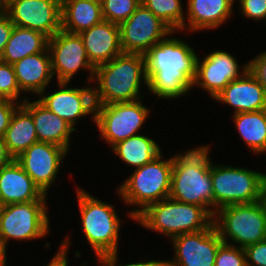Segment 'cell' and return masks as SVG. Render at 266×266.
Returning <instances> with one entry per match:
<instances>
[{
	"instance_id": "6da1fadb",
	"label": "cell",
	"mask_w": 266,
	"mask_h": 266,
	"mask_svg": "<svg viewBox=\"0 0 266 266\" xmlns=\"http://www.w3.org/2000/svg\"><path fill=\"white\" fill-rule=\"evenodd\" d=\"M172 31L145 54L148 78L147 95L164 100H177L193 91L198 53ZM173 35V37H172Z\"/></svg>"
},
{
	"instance_id": "7a4b0ae2",
	"label": "cell",
	"mask_w": 266,
	"mask_h": 266,
	"mask_svg": "<svg viewBox=\"0 0 266 266\" xmlns=\"http://www.w3.org/2000/svg\"><path fill=\"white\" fill-rule=\"evenodd\" d=\"M94 105L130 102L145 98L148 87L143 54L121 53L95 67L92 81Z\"/></svg>"
},
{
	"instance_id": "3957f363",
	"label": "cell",
	"mask_w": 266,
	"mask_h": 266,
	"mask_svg": "<svg viewBox=\"0 0 266 266\" xmlns=\"http://www.w3.org/2000/svg\"><path fill=\"white\" fill-rule=\"evenodd\" d=\"M81 232L98 264L104 257L119 252L122 218L112 203L94 197L79 185L75 187Z\"/></svg>"
},
{
	"instance_id": "277c9868",
	"label": "cell",
	"mask_w": 266,
	"mask_h": 266,
	"mask_svg": "<svg viewBox=\"0 0 266 266\" xmlns=\"http://www.w3.org/2000/svg\"><path fill=\"white\" fill-rule=\"evenodd\" d=\"M158 155L151 162L132 170L121 185L116 188L117 196L124 205L132 207L126 216L131 221L150 204L161 201L170 195L173 157L165 159Z\"/></svg>"
},
{
	"instance_id": "5b68a950",
	"label": "cell",
	"mask_w": 266,
	"mask_h": 266,
	"mask_svg": "<svg viewBox=\"0 0 266 266\" xmlns=\"http://www.w3.org/2000/svg\"><path fill=\"white\" fill-rule=\"evenodd\" d=\"M213 219L204 207L167 197L147 206L134 222L170 241L176 236L209 228Z\"/></svg>"
},
{
	"instance_id": "8992f818",
	"label": "cell",
	"mask_w": 266,
	"mask_h": 266,
	"mask_svg": "<svg viewBox=\"0 0 266 266\" xmlns=\"http://www.w3.org/2000/svg\"><path fill=\"white\" fill-rule=\"evenodd\" d=\"M213 223L224 243L245 248L266 239V208L262 200L219 208Z\"/></svg>"
},
{
	"instance_id": "52a82bcc",
	"label": "cell",
	"mask_w": 266,
	"mask_h": 266,
	"mask_svg": "<svg viewBox=\"0 0 266 266\" xmlns=\"http://www.w3.org/2000/svg\"><path fill=\"white\" fill-rule=\"evenodd\" d=\"M48 201L3 205L0 210V241L7 247L11 240L30 242L50 235L51 214Z\"/></svg>"
},
{
	"instance_id": "ba28073f",
	"label": "cell",
	"mask_w": 266,
	"mask_h": 266,
	"mask_svg": "<svg viewBox=\"0 0 266 266\" xmlns=\"http://www.w3.org/2000/svg\"><path fill=\"white\" fill-rule=\"evenodd\" d=\"M214 214L224 206L262 200L263 172L214 161L211 167Z\"/></svg>"
},
{
	"instance_id": "9c48e42d",
	"label": "cell",
	"mask_w": 266,
	"mask_h": 266,
	"mask_svg": "<svg viewBox=\"0 0 266 266\" xmlns=\"http://www.w3.org/2000/svg\"><path fill=\"white\" fill-rule=\"evenodd\" d=\"M143 100L95 105L94 124L100 139L106 141L109 149L131 136L143 133L140 131L152 113L147 104L142 103Z\"/></svg>"
},
{
	"instance_id": "30bf717a",
	"label": "cell",
	"mask_w": 266,
	"mask_h": 266,
	"mask_svg": "<svg viewBox=\"0 0 266 266\" xmlns=\"http://www.w3.org/2000/svg\"><path fill=\"white\" fill-rule=\"evenodd\" d=\"M53 92L46 88L37 98L50 111L64 119L76 131L83 118H90L94 124L95 105L92 83L83 82L82 87H73L70 82H56ZM48 92V93H47ZM80 120V121H79Z\"/></svg>"
},
{
	"instance_id": "8fae6325",
	"label": "cell",
	"mask_w": 266,
	"mask_h": 266,
	"mask_svg": "<svg viewBox=\"0 0 266 266\" xmlns=\"http://www.w3.org/2000/svg\"><path fill=\"white\" fill-rule=\"evenodd\" d=\"M51 55L52 73L56 82H70L78 72L86 71V83H92L95 67L90 63L82 38L62 29L48 41Z\"/></svg>"
},
{
	"instance_id": "7c38bea8",
	"label": "cell",
	"mask_w": 266,
	"mask_h": 266,
	"mask_svg": "<svg viewBox=\"0 0 266 266\" xmlns=\"http://www.w3.org/2000/svg\"><path fill=\"white\" fill-rule=\"evenodd\" d=\"M229 51L214 50L197 58L193 89L206 91L212 100L233 80L248 70V61L239 63ZM240 64V65H239Z\"/></svg>"
},
{
	"instance_id": "4fadbf2b",
	"label": "cell",
	"mask_w": 266,
	"mask_h": 266,
	"mask_svg": "<svg viewBox=\"0 0 266 266\" xmlns=\"http://www.w3.org/2000/svg\"><path fill=\"white\" fill-rule=\"evenodd\" d=\"M69 152L56 144L37 142L22 152L15 160L45 194L55 187L63 162ZM56 181V182H55Z\"/></svg>"
},
{
	"instance_id": "5bb4252c",
	"label": "cell",
	"mask_w": 266,
	"mask_h": 266,
	"mask_svg": "<svg viewBox=\"0 0 266 266\" xmlns=\"http://www.w3.org/2000/svg\"><path fill=\"white\" fill-rule=\"evenodd\" d=\"M173 258L168 266H215L219 246L223 243L214 223L207 229L172 238Z\"/></svg>"
},
{
	"instance_id": "9a60e30c",
	"label": "cell",
	"mask_w": 266,
	"mask_h": 266,
	"mask_svg": "<svg viewBox=\"0 0 266 266\" xmlns=\"http://www.w3.org/2000/svg\"><path fill=\"white\" fill-rule=\"evenodd\" d=\"M123 53L145 54L153 45L164 39L172 30L142 3L120 25Z\"/></svg>"
},
{
	"instance_id": "2e32d148",
	"label": "cell",
	"mask_w": 266,
	"mask_h": 266,
	"mask_svg": "<svg viewBox=\"0 0 266 266\" xmlns=\"http://www.w3.org/2000/svg\"><path fill=\"white\" fill-rule=\"evenodd\" d=\"M62 0H13L5 13L14 26L42 32L49 38L61 30Z\"/></svg>"
},
{
	"instance_id": "e0dca14e",
	"label": "cell",
	"mask_w": 266,
	"mask_h": 266,
	"mask_svg": "<svg viewBox=\"0 0 266 266\" xmlns=\"http://www.w3.org/2000/svg\"><path fill=\"white\" fill-rule=\"evenodd\" d=\"M169 197L204 207L214 217L211 168L173 166Z\"/></svg>"
},
{
	"instance_id": "ac0fdd59",
	"label": "cell",
	"mask_w": 266,
	"mask_h": 266,
	"mask_svg": "<svg viewBox=\"0 0 266 266\" xmlns=\"http://www.w3.org/2000/svg\"><path fill=\"white\" fill-rule=\"evenodd\" d=\"M182 34L217 30L234 15L235 0H185Z\"/></svg>"
},
{
	"instance_id": "d6986e66",
	"label": "cell",
	"mask_w": 266,
	"mask_h": 266,
	"mask_svg": "<svg viewBox=\"0 0 266 266\" xmlns=\"http://www.w3.org/2000/svg\"><path fill=\"white\" fill-rule=\"evenodd\" d=\"M214 100L231 107V114L260 111L266 109V90L246 70L239 78L231 81Z\"/></svg>"
},
{
	"instance_id": "ffe728a7",
	"label": "cell",
	"mask_w": 266,
	"mask_h": 266,
	"mask_svg": "<svg viewBox=\"0 0 266 266\" xmlns=\"http://www.w3.org/2000/svg\"><path fill=\"white\" fill-rule=\"evenodd\" d=\"M21 105L32 115L39 142L56 144L70 153L71 135L77 131L69 123L50 111L38 99L31 101L28 97Z\"/></svg>"
},
{
	"instance_id": "44dd1931",
	"label": "cell",
	"mask_w": 266,
	"mask_h": 266,
	"mask_svg": "<svg viewBox=\"0 0 266 266\" xmlns=\"http://www.w3.org/2000/svg\"><path fill=\"white\" fill-rule=\"evenodd\" d=\"M48 197L15 159L0 169V203L2 206L31 201H48Z\"/></svg>"
},
{
	"instance_id": "7402d4cb",
	"label": "cell",
	"mask_w": 266,
	"mask_h": 266,
	"mask_svg": "<svg viewBox=\"0 0 266 266\" xmlns=\"http://www.w3.org/2000/svg\"><path fill=\"white\" fill-rule=\"evenodd\" d=\"M82 38L88 59L96 67L107 63L122 53L120 27L118 24L103 20L84 30Z\"/></svg>"
},
{
	"instance_id": "603a6c76",
	"label": "cell",
	"mask_w": 266,
	"mask_h": 266,
	"mask_svg": "<svg viewBox=\"0 0 266 266\" xmlns=\"http://www.w3.org/2000/svg\"><path fill=\"white\" fill-rule=\"evenodd\" d=\"M12 65L20 90L30 98L29 94L39 96L55 80L49 49L26 56Z\"/></svg>"
},
{
	"instance_id": "cb8c5ba5",
	"label": "cell",
	"mask_w": 266,
	"mask_h": 266,
	"mask_svg": "<svg viewBox=\"0 0 266 266\" xmlns=\"http://www.w3.org/2000/svg\"><path fill=\"white\" fill-rule=\"evenodd\" d=\"M125 166L131 170L142 167L162 153V147L146 133L136 134L117 144L111 149Z\"/></svg>"
},
{
	"instance_id": "d4e9b609",
	"label": "cell",
	"mask_w": 266,
	"mask_h": 266,
	"mask_svg": "<svg viewBox=\"0 0 266 266\" xmlns=\"http://www.w3.org/2000/svg\"><path fill=\"white\" fill-rule=\"evenodd\" d=\"M101 4L87 0H62L61 29L79 34L103 21Z\"/></svg>"
},
{
	"instance_id": "484cf974",
	"label": "cell",
	"mask_w": 266,
	"mask_h": 266,
	"mask_svg": "<svg viewBox=\"0 0 266 266\" xmlns=\"http://www.w3.org/2000/svg\"><path fill=\"white\" fill-rule=\"evenodd\" d=\"M48 41L49 37L42 32L14 26L0 60L14 64L26 56L45 52L48 49Z\"/></svg>"
},
{
	"instance_id": "4316f807",
	"label": "cell",
	"mask_w": 266,
	"mask_h": 266,
	"mask_svg": "<svg viewBox=\"0 0 266 266\" xmlns=\"http://www.w3.org/2000/svg\"><path fill=\"white\" fill-rule=\"evenodd\" d=\"M231 121L253 156H262L266 152V109L232 114Z\"/></svg>"
},
{
	"instance_id": "83f0119b",
	"label": "cell",
	"mask_w": 266,
	"mask_h": 266,
	"mask_svg": "<svg viewBox=\"0 0 266 266\" xmlns=\"http://www.w3.org/2000/svg\"><path fill=\"white\" fill-rule=\"evenodd\" d=\"M3 138L9 153L14 158L32 144L39 142L32 115L22 105L15 110Z\"/></svg>"
},
{
	"instance_id": "f1b7e54d",
	"label": "cell",
	"mask_w": 266,
	"mask_h": 266,
	"mask_svg": "<svg viewBox=\"0 0 266 266\" xmlns=\"http://www.w3.org/2000/svg\"><path fill=\"white\" fill-rule=\"evenodd\" d=\"M183 0H141V3L172 31H181L185 20Z\"/></svg>"
},
{
	"instance_id": "f546056e",
	"label": "cell",
	"mask_w": 266,
	"mask_h": 266,
	"mask_svg": "<svg viewBox=\"0 0 266 266\" xmlns=\"http://www.w3.org/2000/svg\"><path fill=\"white\" fill-rule=\"evenodd\" d=\"M208 143L199 145L195 148H188L183 152H175L173 155V166H187L195 168H211L213 163L211 160V147Z\"/></svg>"
},
{
	"instance_id": "4dcf8cb0",
	"label": "cell",
	"mask_w": 266,
	"mask_h": 266,
	"mask_svg": "<svg viewBox=\"0 0 266 266\" xmlns=\"http://www.w3.org/2000/svg\"><path fill=\"white\" fill-rule=\"evenodd\" d=\"M140 4L141 0H103L101 3L103 19L120 25Z\"/></svg>"
},
{
	"instance_id": "1f68e13d",
	"label": "cell",
	"mask_w": 266,
	"mask_h": 266,
	"mask_svg": "<svg viewBox=\"0 0 266 266\" xmlns=\"http://www.w3.org/2000/svg\"><path fill=\"white\" fill-rule=\"evenodd\" d=\"M0 95L18 103H23L26 96L19 88L14 67L0 60ZM23 95V96H21Z\"/></svg>"
},
{
	"instance_id": "d6a6232c",
	"label": "cell",
	"mask_w": 266,
	"mask_h": 266,
	"mask_svg": "<svg viewBox=\"0 0 266 266\" xmlns=\"http://www.w3.org/2000/svg\"><path fill=\"white\" fill-rule=\"evenodd\" d=\"M215 266H247L244 249L223 242L217 251Z\"/></svg>"
},
{
	"instance_id": "836d02e7",
	"label": "cell",
	"mask_w": 266,
	"mask_h": 266,
	"mask_svg": "<svg viewBox=\"0 0 266 266\" xmlns=\"http://www.w3.org/2000/svg\"><path fill=\"white\" fill-rule=\"evenodd\" d=\"M238 12L243 18L258 22H265L266 0H235ZM239 7V8H238Z\"/></svg>"
},
{
	"instance_id": "e575fe53",
	"label": "cell",
	"mask_w": 266,
	"mask_h": 266,
	"mask_svg": "<svg viewBox=\"0 0 266 266\" xmlns=\"http://www.w3.org/2000/svg\"><path fill=\"white\" fill-rule=\"evenodd\" d=\"M119 253L120 252H117L115 254L104 257L96 266H168L167 259L165 258L164 260H160L159 258L158 260L149 258L148 260L140 259L136 262H126V264H120V258L118 257Z\"/></svg>"
},
{
	"instance_id": "d590c367",
	"label": "cell",
	"mask_w": 266,
	"mask_h": 266,
	"mask_svg": "<svg viewBox=\"0 0 266 266\" xmlns=\"http://www.w3.org/2000/svg\"><path fill=\"white\" fill-rule=\"evenodd\" d=\"M247 266H266V239L244 248Z\"/></svg>"
},
{
	"instance_id": "8d00e7d4",
	"label": "cell",
	"mask_w": 266,
	"mask_h": 266,
	"mask_svg": "<svg viewBox=\"0 0 266 266\" xmlns=\"http://www.w3.org/2000/svg\"><path fill=\"white\" fill-rule=\"evenodd\" d=\"M248 70L266 90V50L249 59Z\"/></svg>"
},
{
	"instance_id": "74e56055",
	"label": "cell",
	"mask_w": 266,
	"mask_h": 266,
	"mask_svg": "<svg viewBox=\"0 0 266 266\" xmlns=\"http://www.w3.org/2000/svg\"><path fill=\"white\" fill-rule=\"evenodd\" d=\"M21 105L16 101L8 98H2L0 100V136L3 137L7 131L11 118L15 110Z\"/></svg>"
},
{
	"instance_id": "f35d334b",
	"label": "cell",
	"mask_w": 266,
	"mask_h": 266,
	"mask_svg": "<svg viewBox=\"0 0 266 266\" xmlns=\"http://www.w3.org/2000/svg\"><path fill=\"white\" fill-rule=\"evenodd\" d=\"M71 245L70 235L64 237L58 245L56 253L53 254L52 258L49 260L48 264L43 266H69V249Z\"/></svg>"
},
{
	"instance_id": "ab89813d",
	"label": "cell",
	"mask_w": 266,
	"mask_h": 266,
	"mask_svg": "<svg viewBox=\"0 0 266 266\" xmlns=\"http://www.w3.org/2000/svg\"><path fill=\"white\" fill-rule=\"evenodd\" d=\"M14 24L10 20L9 16L4 12L0 15V59L3 53L4 47L10 39Z\"/></svg>"
},
{
	"instance_id": "60d3db41",
	"label": "cell",
	"mask_w": 266,
	"mask_h": 266,
	"mask_svg": "<svg viewBox=\"0 0 266 266\" xmlns=\"http://www.w3.org/2000/svg\"><path fill=\"white\" fill-rule=\"evenodd\" d=\"M14 159L8 151L4 138L0 136V169L9 165Z\"/></svg>"
},
{
	"instance_id": "b9f144b4",
	"label": "cell",
	"mask_w": 266,
	"mask_h": 266,
	"mask_svg": "<svg viewBox=\"0 0 266 266\" xmlns=\"http://www.w3.org/2000/svg\"><path fill=\"white\" fill-rule=\"evenodd\" d=\"M7 249L8 247L0 241V266H8Z\"/></svg>"
},
{
	"instance_id": "7bdbcfd3",
	"label": "cell",
	"mask_w": 266,
	"mask_h": 266,
	"mask_svg": "<svg viewBox=\"0 0 266 266\" xmlns=\"http://www.w3.org/2000/svg\"><path fill=\"white\" fill-rule=\"evenodd\" d=\"M262 202L264 203L266 208V179H263L262 182Z\"/></svg>"
},
{
	"instance_id": "ee69618b",
	"label": "cell",
	"mask_w": 266,
	"mask_h": 266,
	"mask_svg": "<svg viewBox=\"0 0 266 266\" xmlns=\"http://www.w3.org/2000/svg\"><path fill=\"white\" fill-rule=\"evenodd\" d=\"M5 12V6L2 3V1L0 0V15L3 14Z\"/></svg>"
},
{
	"instance_id": "f6af8a7d",
	"label": "cell",
	"mask_w": 266,
	"mask_h": 266,
	"mask_svg": "<svg viewBox=\"0 0 266 266\" xmlns=\"http://www.w3.org/2000/svg\"><path fill=\"white\" fill-rule=\"evenodd\" d=\"M87 1H90V2H93V3L101 4L103 0H87Z\"/></svg>"
},
{
	"instance_id": "bcb514c9",
	"label": "cell",
	"mask_w": 266,
	"mask_h": 266,
	"mask_svg": "<svg viewBox=\"0 0 266 266\" xmlns=\"http://www.w3.org/2000/svg\"><path fill=\"white\" fill-rule=\"evenodd\" d=\"M2 3L4 4V6H6L9 2L13 1V0H1Z\"/></svg>"
},
{
	"instance_id": "7dc6e473",
	"label": "cell",
	"mask_w": 266,
	"mask_h": 266,
	"mask_svg": "<svg viewBox=\"0 0 266 266\" xmlns=\"http://www.w3.org/2000/svg\"><path fill=\"white\" fill-rule=\"evenodd\" d=\"M80 266H88L87 261H83V262H81V265H80Z\"/></svg>"
},
{
	"instance_id": "c3c4849f",
	"label": "cell",
	"mask_w": 266,
	"mask_h": 266,
	"mask_svg": "<svg viewBox=\"0 0 266 266\" xmlns=\"http://www.w3.org/2000/svg\"><path fill=\"white\" fill-rule=\"evenodd\" d=\"M263 155L266 156V152ZM263 179H266V172L265 171L263 172Z\"/></svg>"
}]
</instances>
